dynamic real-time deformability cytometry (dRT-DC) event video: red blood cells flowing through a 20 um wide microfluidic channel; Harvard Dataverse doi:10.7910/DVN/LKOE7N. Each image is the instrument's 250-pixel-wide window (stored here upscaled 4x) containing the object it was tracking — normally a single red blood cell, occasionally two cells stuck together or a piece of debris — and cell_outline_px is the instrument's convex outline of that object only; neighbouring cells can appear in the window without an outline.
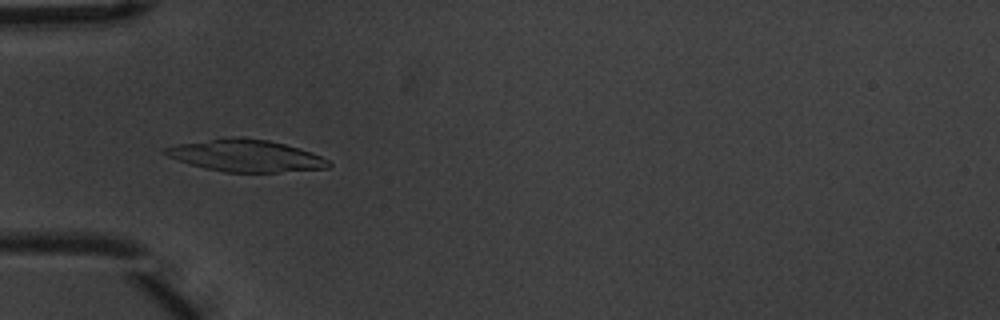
{"species": "common noctule bat (a hibernating species)", "species_latin": "Nyctalus noctula", "temperature_condition": "warm", "stored_images_in_passage": 7, "camera_frame_rate_fps": 3000, "um_per_image_px": 0.085, "animal": {"sex": "male", "body_mass_g": 20.1, "forearm_length_mm": 53.5}, "frame": {"image": 1, "passage_image": 6, "time_ms": 1.667, "image_size_px": [1000, 320], "cell_outline_px": [[332, 164], [328, 168], [276, 172], [224, 172], [204, 168], [168, 156], [160, 152], [164, 148], [176, 144], [228, 136], [240, 136], [268, 140], [300, 148], [312, 152], [328, 160]], "centroid_in_image_um": [20.88, 13.21], "position_along_channel_um": 64.1, "area_um2": 30.58}}